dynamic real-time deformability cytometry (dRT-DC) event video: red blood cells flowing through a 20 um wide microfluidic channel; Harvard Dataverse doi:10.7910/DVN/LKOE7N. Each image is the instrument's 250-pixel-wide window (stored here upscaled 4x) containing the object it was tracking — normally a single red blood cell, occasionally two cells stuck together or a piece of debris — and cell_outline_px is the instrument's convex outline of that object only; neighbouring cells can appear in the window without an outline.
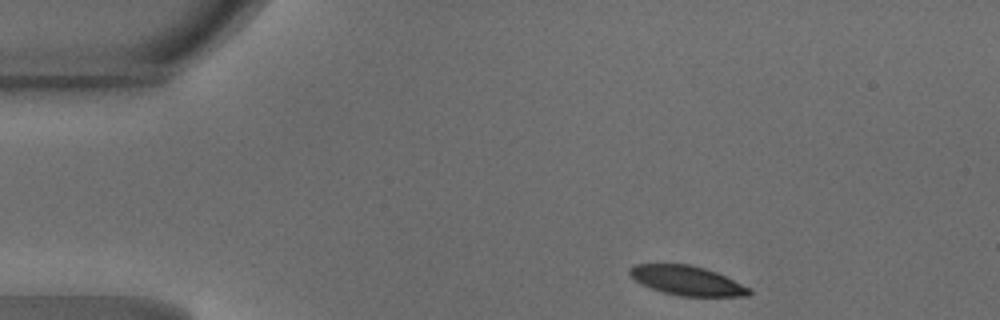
{"species": "common noctule bat (a hibernating species)", "species_latin": "Nyctalus noctula", "temperature_condition": "warm", "stored_images_in_passage": 41, "camera_frame_rate_fps": 3000, "um_per_image_px": 0.085, "animal": {"sex": "male", "body_mass_g": 18.8}, "frame": {"image": 1, "passage_image": 1, "time_ms": 0.0, "image_size_px": [1000, 320], "cell_outline_px": [[752, 292], [748, 296], [680, 296], [664, 292], [640, 284], [628, 272], [628, 268], [636, 264], [688, 264], [704, 268], [716, 272], [748, 288]], "centroid_in_image_um": [58.35, 23.84], "position_along_channel_um": 26.7, "area_um2": 20.11}}
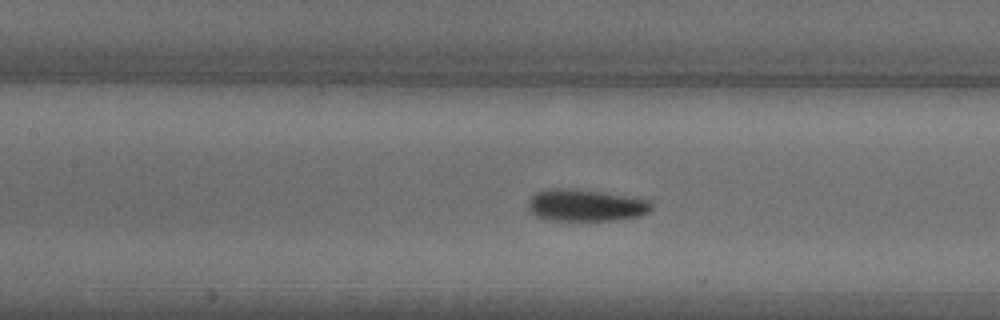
{"frame": {"image": 2, "passage_image": 15, "time_ms": 4.667, "image_size_px": [1000, 320], "cell_outline_px": [[652, 208], [648, 212], [640, 216], [612, 220], [548, 220], [536, 216], [528, 208], [528, 200], [536, 192], [548, 188], [576, 188], [652, 200]], "centroid_in_image_um": [49.77, 17.44], "position_along_channel_um": 157.6, "area_um2": 23.06}}
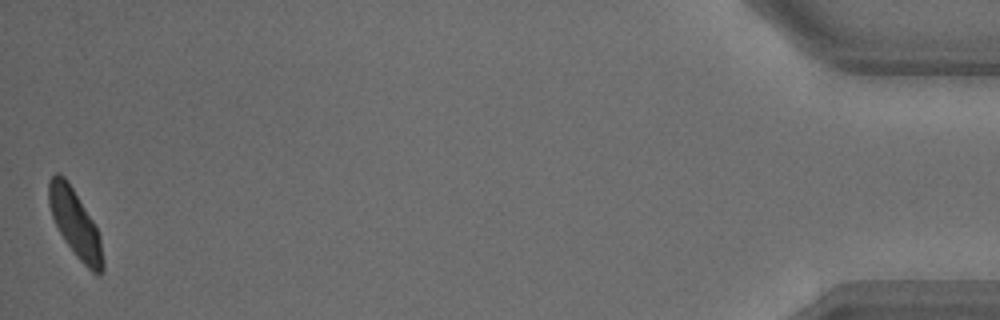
{"frame": {"image": 3, "passage_image": 41, "time_ms": 13.333, "image_size_px": [1000, 320], "cell_outline_px": [[104, 268], [100, 276], [96, 276], [76, 256], [64, 240], [52, 216], [48, 204], [48, 184], [52, 176], [56, 172], [60, 172], [68, 180], [92, 220], [100, 236], [104, 260]], "centroid_in_image_um": [6.4, 19.01], "position_along_channel_um": 428.8, "area_um2": 21.21}, "authors_computed_cell_mechanics": {"area_um2": 22.4842, "velocity_mm_per_s": 4.1927, "shape_relaxation_time_tau1_ms": 3.1776, "shape_relaxation_time_tau2_ms": 3.53, "deformation_change_tau1": 0.1382, "deformation_change_tau2": 0.0488}}